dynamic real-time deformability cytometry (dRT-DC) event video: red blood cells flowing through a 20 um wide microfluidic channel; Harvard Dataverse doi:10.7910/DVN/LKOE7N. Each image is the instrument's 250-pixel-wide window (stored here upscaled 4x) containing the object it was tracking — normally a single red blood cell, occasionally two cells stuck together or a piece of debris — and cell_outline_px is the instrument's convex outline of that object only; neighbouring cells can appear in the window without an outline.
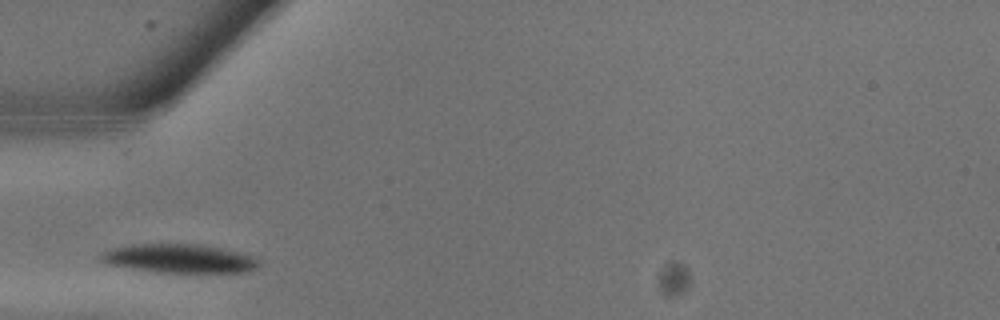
{"species": "common noctule bat (a hibernating species)", "species_latin": "Nyctalus noctula", "temperature_condition": "warm", "stored_images_in_passage": 2, "camera_frame_rate_fps": 3000, "um_per_image_px": 0.085, "animal": {"sex": "male", "body_mass_g": 13.3}, "frame": {"image": 1, "passage_image": 1, "time_ms": 0.0, "image_size_px": [1000, 320], "cell_outline_px": [[260, 264], [256, 268], [244, 272], [160, 272], [128, 268], [104, 264], [100, 260], [100, 256], [104, 252], [112, 248], [128, 244], [204, 244], [260, 256]], "centroid_in_image_um": [15.29, 21.96], "position_along_channel_um": 69.7, "area_um2": 26.93}}